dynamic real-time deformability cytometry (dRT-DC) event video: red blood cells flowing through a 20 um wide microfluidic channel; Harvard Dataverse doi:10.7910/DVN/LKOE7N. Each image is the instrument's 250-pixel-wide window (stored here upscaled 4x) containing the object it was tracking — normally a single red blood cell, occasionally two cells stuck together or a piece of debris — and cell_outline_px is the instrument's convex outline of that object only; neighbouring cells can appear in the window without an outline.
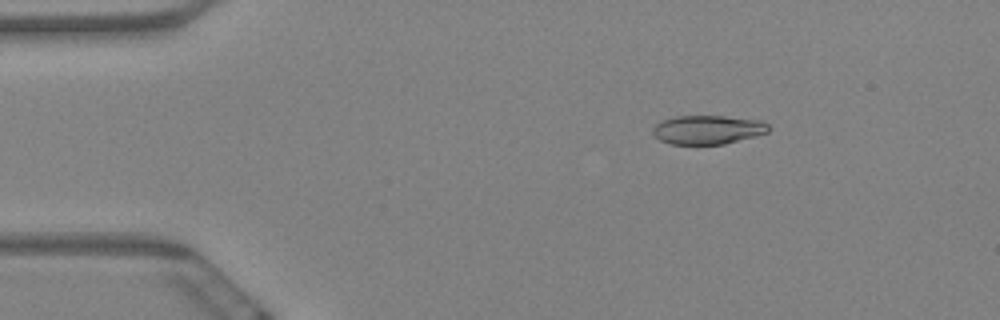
{"species": "Egyptian fruit bat (a non-hibernating species)", "species_latin": "Rousettus aegyptiacus", "temperature_condition": "warm", "stored_images_in_passage": 61, "camera_frame_rate_fps": 3000, "um_per_image_px": 0.085, "animal": {"sex": "female"}, "frame": {"image": 1, "passage_image": 10, "time_ms": 3.0, "image_size_px": [1000, 320], "cell_outline_px": [[768, 132], [756, 136], [724, 144], [672, 144], [660, 140], [652, 132], [652, 128], [660, 120], [676, 116], [724, 116], [764, 120], [768, 124]], "centroid_in_image_um": [60.17, 11.01], "position_along_channel_um": 24.8, "area_um2": 19.59}}
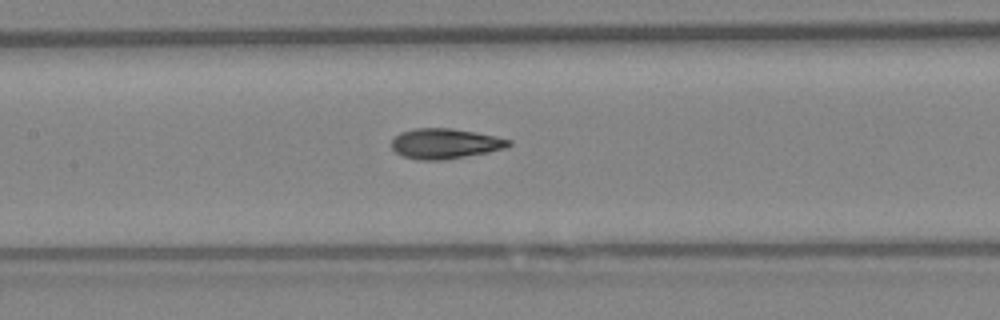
{"frame": {"image": 2, "passage_image": 29, "time_ms": 9.333, "image_size_px": [1000, 320], "cell_outline_px": [[512, 144], [504, 148], [488, 152], [444, 160], [416, 160], [400, 156], [392, 148], [392, 140], [400, 132], [416, 128], [452, 128], [512, 140]], "centroid_in_image_um": [37.78, 12.22], "position_along_channel_um": 169.6, "area_um2": 20.52}}
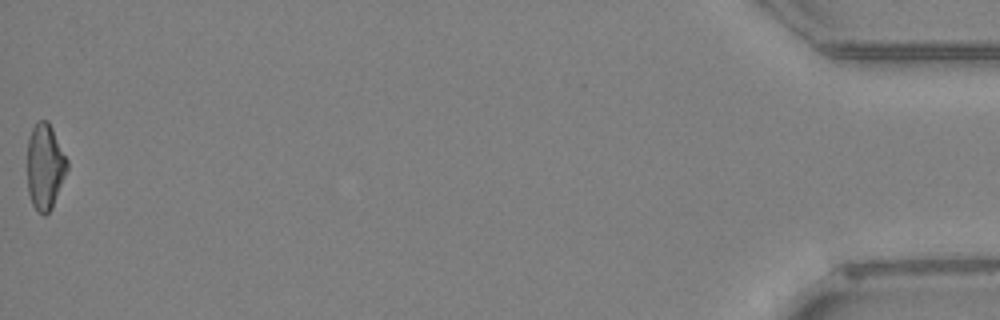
{"frame": {"image": 3, "passage_image": 61, "time_ms": 20.0, "image_size_px": [1000, 320], "cell_outline_px": [[68, 168], [52, 208], [44, 216], [36, 212], [32, 204], [28, 192], [28, 140], [32, 128], [36, 120], [48, 120], [68, 160]], "centroid_in_image_um": [3.82, 14.17], "position_along_channel_um": 431.4, "area_um2": 20.0}, "authors_computed_cell_mechanics": {"area_um2": 20.2878, "velocity_mm_per_s": 3.3901, "shape_relaxation_time_tau1_ms": 9.3679, "shape_relaxation_time_tau2_ms": 2.005, "deformation_change_tau1": 0.2372, "deformation_change_tau2": 0.0822}}